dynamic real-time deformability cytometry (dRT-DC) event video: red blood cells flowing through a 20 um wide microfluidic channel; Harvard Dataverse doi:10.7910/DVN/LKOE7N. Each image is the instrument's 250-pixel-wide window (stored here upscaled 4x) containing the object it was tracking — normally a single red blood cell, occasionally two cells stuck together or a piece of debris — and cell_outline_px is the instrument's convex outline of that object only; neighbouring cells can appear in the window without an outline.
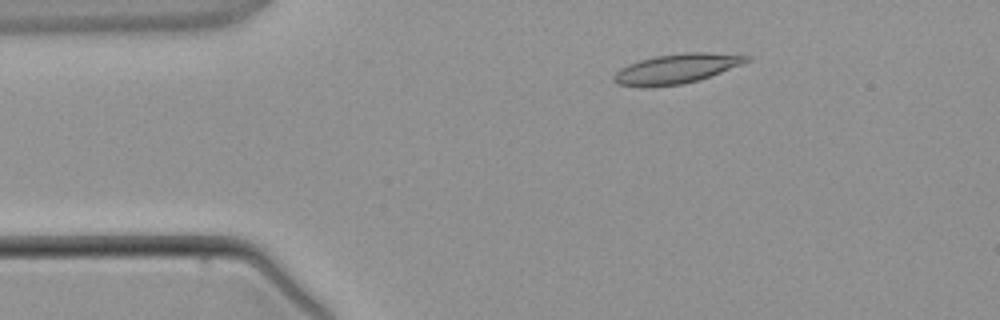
{"species": "common noctule bat (a hibernating species)", "species_latin": "Nyctalus noctula", "temperature_condition": "warm", "stored_images_in_passage": 2, "camera_frame_rate_fps": 3000, "um_per_image_px": 0.085, "animal": {"sex": "male", "body_mass_g": 21.5, "forearm_length_mm": 52.0}, "frame": {"image": 1, "passage_image": 1, "time_ms": 0.0, "image_size_px": [1000, 320], "cell_outline_px": [[752, 56], [748, 60], [740, 64], [700, 80], [680, 84], [648, 88], [644, 88], [616, 84], [612, 80], [612, 76], [620, 68], [628, 64], [640, 60], [656, 56], [688, 52], [704, 52]], "centroid_in_image_um": [57.41, 5.86], "position_along_channel_um": 27.6, "area_um2": 22.83}}
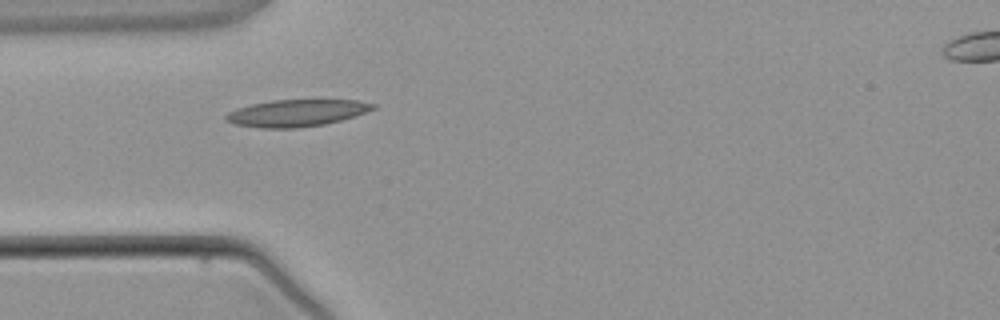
{"frame": {"image": 2, "passage_image": 2, "time_ms": 1.667, "image_size_px": [1000, 320], "cell_outline_px": [[376, 108], [356, 116], [324, 124], [300, 128], [260, 128], [236, 124], [224, 120], [224, 116], [228, 112], [236, 108], [252, 104], [272, 100], [360, 100], [376, 104]], "centroid_in_image_um": [25.21, 9.6], "position_along_channel_um": 59.8, "area_um2": 23.18}}